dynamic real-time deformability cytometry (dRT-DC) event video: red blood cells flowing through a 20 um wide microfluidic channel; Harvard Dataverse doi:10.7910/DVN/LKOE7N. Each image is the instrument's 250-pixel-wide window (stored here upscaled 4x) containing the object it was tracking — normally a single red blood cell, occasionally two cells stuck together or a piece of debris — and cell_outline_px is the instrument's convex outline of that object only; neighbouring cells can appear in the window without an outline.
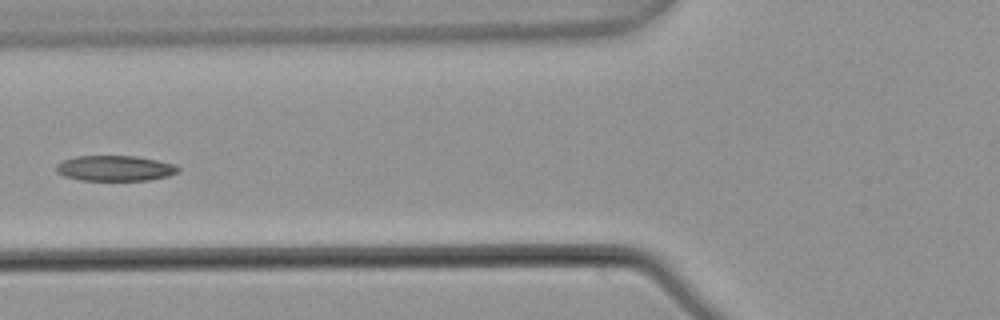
{"species": "common noctule bat (a hibernating species)", "species_latin": "Nyctalus noctula", "temperature_condition": "warm", "stored_images_in_passage": 4, "camera_frame_rate_fps": 3000, "um_per_image_px": 0.085, "animal": {"sex": "male", "body_mass_g": 21.5, "forearm_length_mm": 52.0}, "frame": {"image": 1, "passage_image": 4, "time_ms": 1.0, "image_size_px": [1000, 320], "cell_outline_px": [[180, 172], [168, 176], [148, 180], [80, 180], [64, 176], [56, 172], [56, 164], [64, 160], [76, 156], [136, 156], [176, 164], [180, 168]], "centroid_in_image_um": [9.79, 14.3], "position_along_channel_um": 116.0, "area_um2": 18.15}}